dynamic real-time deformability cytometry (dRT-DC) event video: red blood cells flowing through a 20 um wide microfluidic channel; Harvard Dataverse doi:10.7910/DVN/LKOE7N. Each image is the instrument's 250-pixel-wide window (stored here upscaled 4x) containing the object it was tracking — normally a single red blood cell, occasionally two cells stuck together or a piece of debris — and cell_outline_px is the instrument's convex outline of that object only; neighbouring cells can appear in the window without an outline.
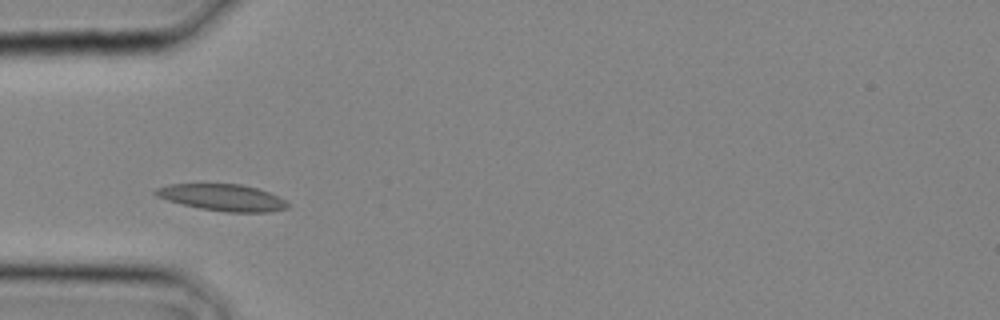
{"species": "common noctule bat (a hibernating species)", "species_latin": "Nyctalus noctula", "temperature_condition": "cold", "stored_images_in_passage": 22, "camera_frame_rate_fps": 3000, "um_per_image_px": 0.085, "animal": {"sex": "male", "body_mass_g": 20.4}, "frame": {"image": 1, "passage_image": 3, "time_ms": 0.667, "image_size_px": [1000, 320], "cell_outline_px": [[292, 204], [288, 208], [272, 212], [228, 212], [200, 208], [168, 200], [156, 196], [152, 192], [156, 188], [168, 184], [240, 184], [256, 188], [268, 192]], "centroid_in_image_um": [18.92, 16.79], "position_along_channel_um": 66.1, "area_um2": 20.4}}
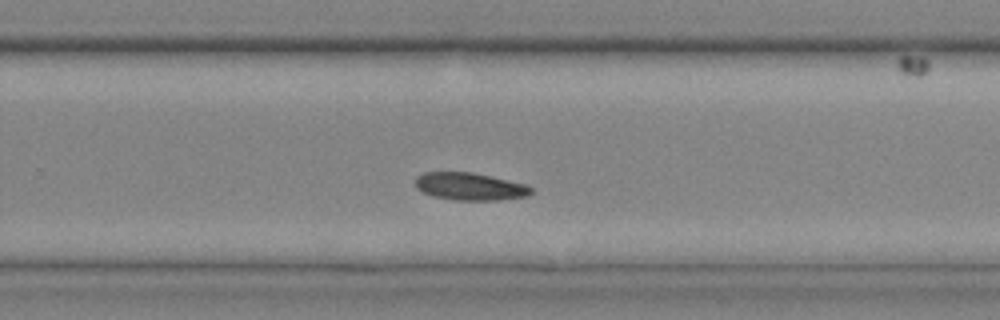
{"frame": {"image": 2, "passage_image": 13, "time_ms": 4.0, "image_size_px": [1000, 320], "cell_outline_px": [[532, 192], [528, 196], [500, 200], [456, 200], [432, 196], [416, 188], [416, 176], [424, 172], [472, 172], [492, 176], [524, 184], [532, 188]], "centroid_in_image_um": [39.94, 15.85], "position_along_channel_um": 289.9, "area_um2": 18.55}}
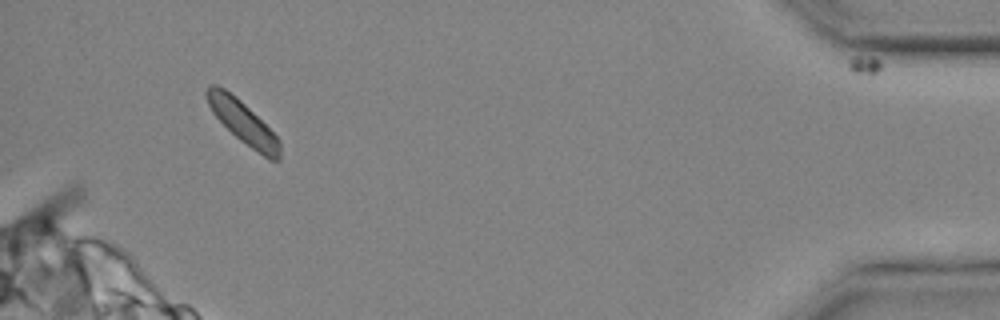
{"frame": {"image": 3, "passage_image": 21, "time_ms": 6.667, "image_size_px": [1000, 320], "cell_outline_px": [[280, 160], [268, 160], [240, 140], [212, 112], [204, 96], [204, 92], [208, 84], [216, 84], [224, 88], [236, 96], [280, 140]], "centroid_in_image_um": [20.61, 10.37], "position_along_channel_um": 414.6, "area_um2": 17.86}}